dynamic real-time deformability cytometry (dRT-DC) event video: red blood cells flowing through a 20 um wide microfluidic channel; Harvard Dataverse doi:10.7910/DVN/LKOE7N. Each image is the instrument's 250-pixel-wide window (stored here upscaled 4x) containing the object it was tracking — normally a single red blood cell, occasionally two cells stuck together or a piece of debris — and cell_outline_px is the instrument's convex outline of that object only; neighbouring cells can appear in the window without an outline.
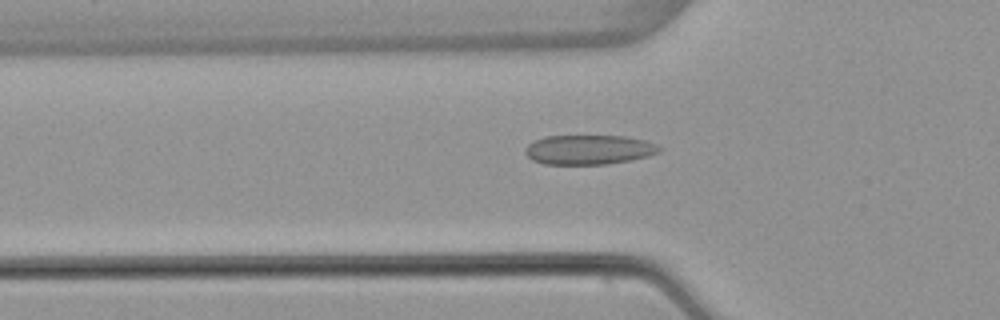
{"species": "common noctule bat (a hibernating species)", "species_latin": "Nyctalus noctula", "temperature_condition": "warm", "stored_images_in_passage": 36, "camera_frame_rate_fps": 3000, "um_per_image_px": 0.085, "animal": {"sex": "female", "body_mass_g": 22.7, "forearm_length_mm": 54.2}, "frame": {"image": 1, "passage_image": 6, "time_ms": 1.667, "image_size_px": [1000, 320], "cell_outline_px": [[660, 152], [648, 156], [608, 164], [544, 164], [532, 160], [524, 152], [528, 144], [544, 136], [624, 136], [644, 140], [656, 144], [660, 148]], "centroid_in_image_um": [50.04, 12.72], "position_along_channel_um": 75.8, "area_um2": 22.95}}
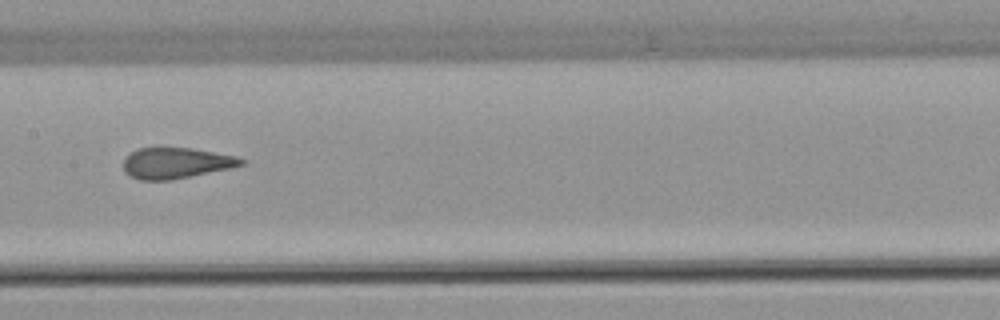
{"frame": {"image": 2, "passage_image": 15, "time_ms": 4.667, "image_size_px": [1000, 320], "cell_outline_px": [[244, 164], [228, 168], [172, 180], [140, 180], [124, 172], [124, 160], [136, 148], [192, 148], [236, 156], [244, 160]], "centroid_in_image_um": [14.94, 13.86], "position_along_channel_um": 192.5, "area_um2": 20.87}}
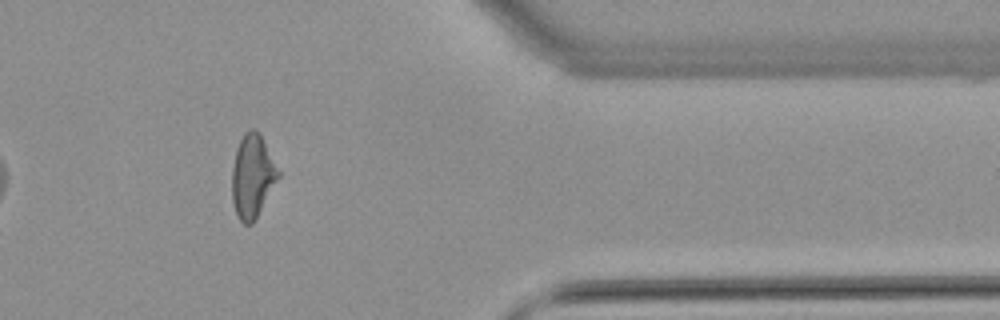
{"frame": {"image": 3, "passage_image": 32, "time_ms": 10.333, "image_size_px": [1000, 320], "cell_outline_px": [[280, 176], [252, 224], [244, 224], [236, 216], [232, 200], [232, 168], [236, 148], [244, 132], [252, 128], [256, 128], [260, 132], [280, 172]], "centroid_in_image_um": [21.45, 14.94], "position_along_channel_um": 390.0, "area_um2": 22.54}, "authors_computed_cell_mechanics": {"area_um2": 22.3108, "velocity_mm_per_s": 3.8616, "shape_relaxation_time_tau1_ms": null, "shape_relaxation_time_tau2_ms": 0.9444, "deformation_change_tau1": null, "deformation_change_tau2": 0.0781}}